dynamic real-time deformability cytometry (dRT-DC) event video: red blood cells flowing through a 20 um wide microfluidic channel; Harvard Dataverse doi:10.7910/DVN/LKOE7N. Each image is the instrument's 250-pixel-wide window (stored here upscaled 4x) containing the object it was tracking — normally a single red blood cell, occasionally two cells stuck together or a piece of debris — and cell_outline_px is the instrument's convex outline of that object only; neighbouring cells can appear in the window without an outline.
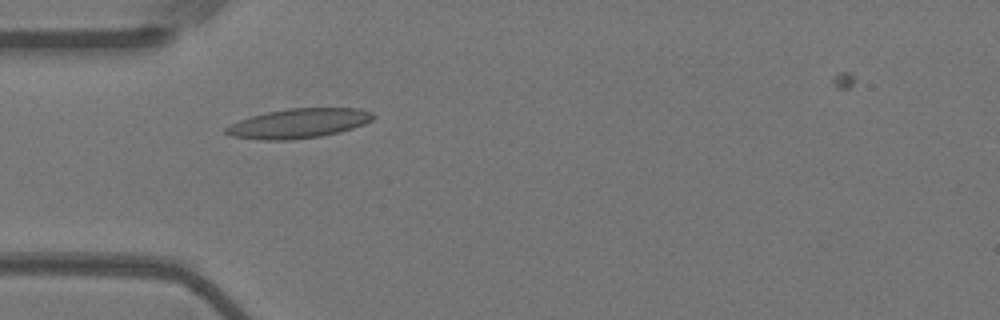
{"species": "Egyptian fruit bat (a non-hibernating species)", "species_latin": "Rousettus aegyptiacus", "temperature_condition": "warm", "stored_images_in_passage": 40, "camera_frame_rate_fps": 3000, "um_per_image_px": 0.085, "animal": {"sex": "female"}, "frame": {"image": 1, "passage_image": 1, "time_ms": 0.0, "image_size_px": [1000, 320], "cell_outline_px": [[376, 116], [372, 120], [364, 124], [340, 132], [320, 136], [292, 140], [260, 140], [232, 136], [224, 132], [224, 128], [240, 120], [252, 116], [268, 112], [288, 108], [360, 108], [372, 112]], "centroid_in_image_um": [25.41, 10.49], "position_along_channel_um": 59.6, "area_um2": 25.32}}
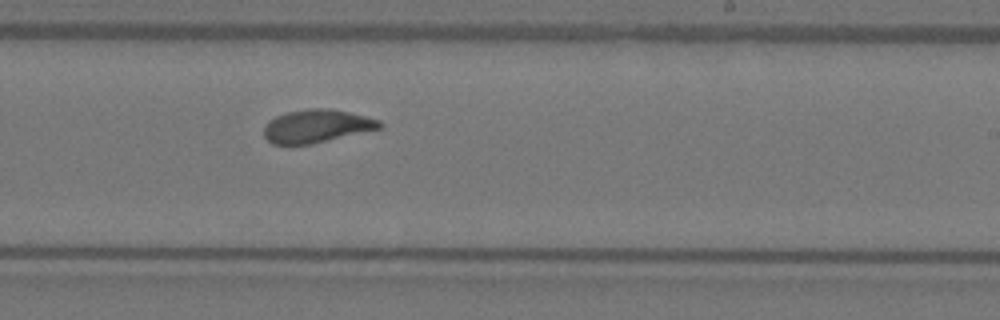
{"frame": {"image": 2, "passage_image": 18, "time_ms": 5.667, "image_size_px": [1000, 320], "cell_outline_px": [[384, 124], [380, 128], [312, 144], [272, 144], [264, 136], [264, 124], [268, 120], [284, 112], [308, 108], [332, 108], [380, 120]], "centroid_in_image_um": [26.88, 10.7], "position_along_channel_um": 262.1, "area_um2": 22.37}}
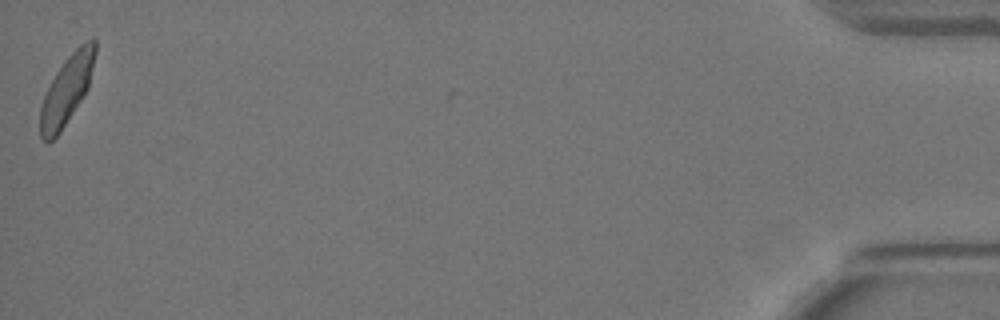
{"frame": {"image": 3, "passage_image": 40, "time_ms": 13.0, "image_size_px": [1000, 320], "cell_outline_px": [[96, 52], [88, 88], [84, 96], [60, 132], [48, 144], [44, 144], [40, 140], [40, 108], [44, 96], [56, 72], [68, 56], [80, 44], [88, 40], [96, 40]], "centroid_in_image_um": [5.66, 7.69], "position_along_channel_um": 429.5, "area_um2": 21.85}, "authors_computed_cell_mechanics": {"area_um2": 22.542, "velocity_mm_per_s": 3.6176, "shape_relaxation_time_tau1_ms": 5.9293, "shape_relaxation_time_tau2_ms": 1.0987, "deformation_change_tau1": 0.1655, "deformation_change_tau2": 0.0761}}